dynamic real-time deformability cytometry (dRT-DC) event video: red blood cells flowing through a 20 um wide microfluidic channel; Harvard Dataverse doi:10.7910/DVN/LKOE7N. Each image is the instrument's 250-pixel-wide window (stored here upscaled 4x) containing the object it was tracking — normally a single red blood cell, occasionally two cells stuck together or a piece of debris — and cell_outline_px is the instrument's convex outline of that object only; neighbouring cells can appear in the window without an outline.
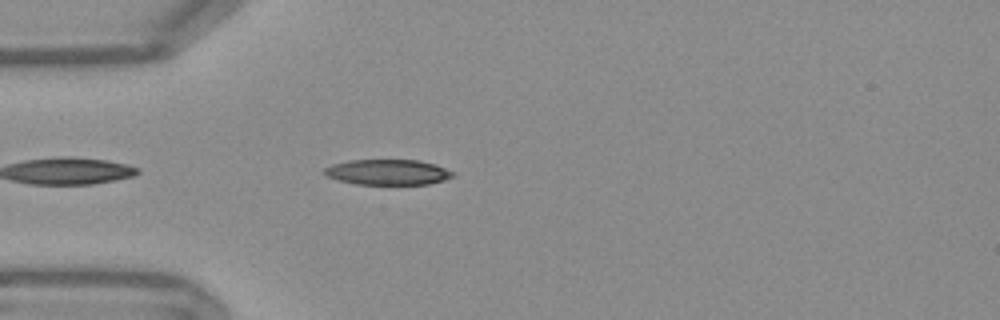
{"species": "Egyptian fruit bat (a non-hibernating species)", "species_latin": "Rousettus aegyptiacus", "temperature_condition": "warm", "stored_images_in_passage": 17, "camera_frame_rate_fps": 3000, "um_per_image_px": 0.085, "frame": {"image": 1, "passage_image": 3, "time_ms": 0.667, "image_size_px": [1000, 320], "cell_outline_px": [[456, 176], [444, 180], [428, 184], [356, 184], [340, 180], [328, 176], [324, 172], [324, 168], [332, 164], [348, 160], [420, 160], [444, 168], [452, 172]], "centroid_in_image_um": [32.96, 14.63], "position_along_channel_um": 52.0, "area_um2": 18.84}}
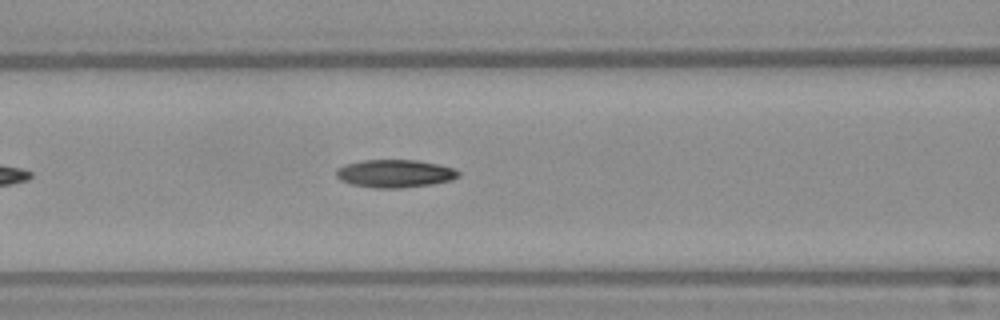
{"frame": {"image": 2, "passage_image": 10, "time_ms": 3.0, "image_size_px": [1000, 320], "cell_outline_px": [[460, 176], [452, 180], [432, 184], [400, 188], [376, 188], [352, 184], [340, 180], [336, 176], [336, 168], [344, 164], [364, 160], [416, 160], [436, 164], [452, 168], [460, 172]], "centroid_in_image_um": [33.54, 14.75], "position_along_channel_um": 133.1, "area_um2": 19.83}}
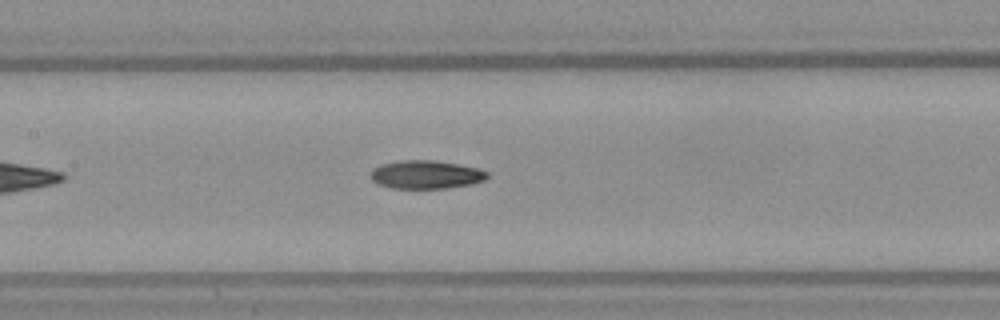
{"frame": {"image": 3, "passage_image": 13, "time_ms": 4.0, "image_size_px": [1000, 320], "cell_outline_px": [[488, 176], [484, 180], [472, 184], [448, 188], [392, 188], [380, 184], [372, 180], [372, 168], [380, 164], [400, 160], [432, 160], [456, 164], [476, 168], [488, 172]], "centroid_in_image_um": [36.2, 14.84], "position_along_channel_um": 171.2, "area_um2": 19.07}}